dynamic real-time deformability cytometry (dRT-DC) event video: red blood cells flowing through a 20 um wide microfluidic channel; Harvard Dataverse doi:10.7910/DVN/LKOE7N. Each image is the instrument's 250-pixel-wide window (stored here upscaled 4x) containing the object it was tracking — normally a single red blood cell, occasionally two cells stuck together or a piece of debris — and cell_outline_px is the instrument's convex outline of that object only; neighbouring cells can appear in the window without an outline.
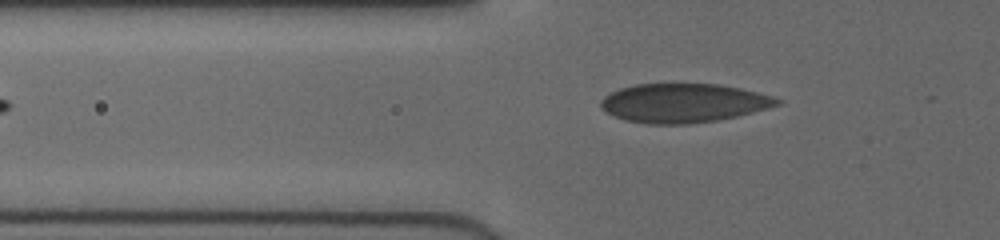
{"species": "human", "species_latin": "Homo sapiens", "temperature_condition": "cold", "stored_images_in_passage": 37, "camera_frame_rate_fps": 3000, "um_per_image_px": 0.085, "donor": {"sex": "female"}, "frame": {"image": 1, "passage_image": 4, "time_ms": 1.0, "image_size_px": [1000, 240], "cell_outline_px": [[784, 100], [780, 104], [768, 108], [736, 116], [716, 120], [688, 124], [648, 124], [624, 120], [600, 108], [600, 100], [604, 96], [620, 88], [636, 84], [716, 84], [740, 88], [772, 96]], "centroid_in_image_um": [58.09, 8.76], "position_along_channel_um": 67.7, "area_um2": 39.88}}
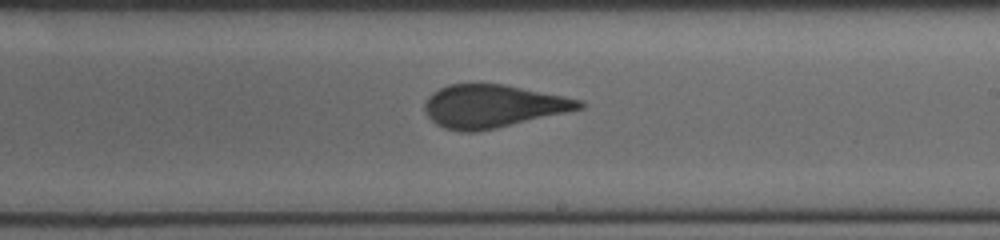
{"frame": {"image": 2, "passage_image": 18, "time_ms": 5.667, "image_size_px": [1000, 240], "cell_outline_px": [[584, 108], [496, 128], [476, 132], [460, 132], [444, 128], [436, 124], [424, 112], [424, 104], [428, 96], [432, 92], [448, 84], [504, 84], [564, 96], [580, 100], [584, 104]], "centroid_in_image_um": [41.85, 9.03], "position_along_channel_um": 247.2, "area_um2": 38.55}}
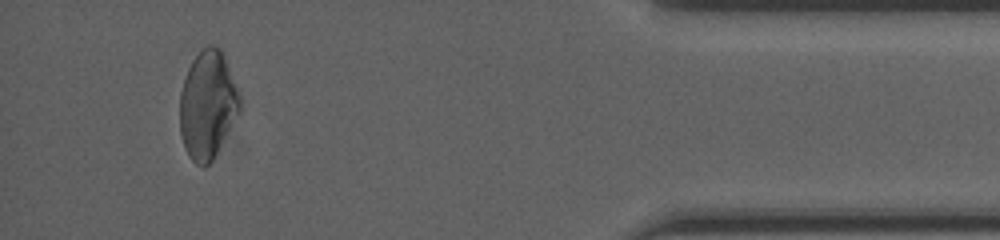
{"frame": {"image": 3, "passage_image": 34, "time_ms": 11.0, "image_size_px": [1000, 240], "cell_outline_px": [[244, 108], [212, 160], [204, 168], [196, 164], [188, 156], [184, 148], [180, 132], [180, 92], [184, 76], [192, 60], [208, 44], [212, 44], [220, 48], [224, 52], [244, 104]], "centroid_in_image_um": [17.69, 8.91], "position_along_channel_um": 417.5, "area_um2": 38.73}, "authors_computed_cell_mechanics": {"area_um2": 39.304, "velocity_mm_per_s": 4.0145, "shape_relaxation_time_tau1_ms": 7.4765, "shape_relaxation_time_tau2_ms": null, "deformation_change_tau1": 0.1511, "deformation_change_tau2": null}}